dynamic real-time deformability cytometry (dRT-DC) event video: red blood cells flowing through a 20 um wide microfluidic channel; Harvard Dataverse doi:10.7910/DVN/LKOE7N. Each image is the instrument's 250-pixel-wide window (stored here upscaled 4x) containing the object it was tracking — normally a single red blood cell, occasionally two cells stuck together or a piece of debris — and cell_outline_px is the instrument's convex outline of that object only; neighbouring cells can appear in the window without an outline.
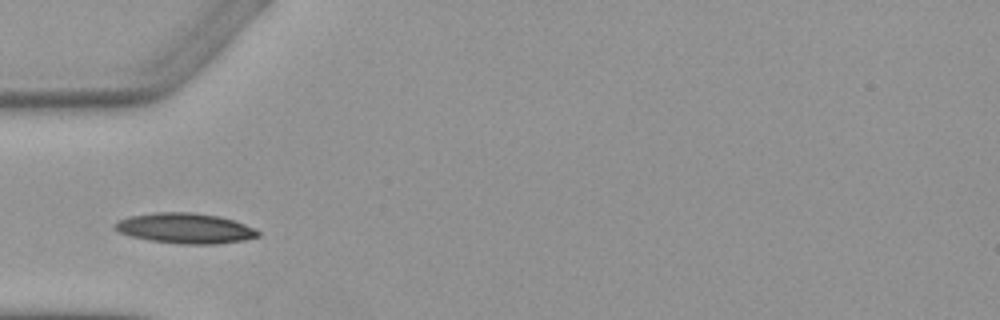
{"species": "Egyptian fruit bat (a non-hibernating species)", "species_latin": "Rousettus aegyptiacus", "temperature_condition": "warm", "stored_images_in_passage": 3, "camera_frame_rate_fps": 3000, "um_per_image_px": 0.085, "animal": {"sex": "female"}, "frame": {"image": 1, "passage_image": 3, "time_ms": 2.333, "image_size_px": [1000, 320], "cell_outline_px": [[260, 236], [244, 240], [216, 244], [180, 244], [148, 240], [132, 236], [120, 232], [112, 228], [112, 224], [116, 220], [128, 216], [156, 212], [192, 212], [220, 216], [244, 224], [260, 232]], "centroid_in_image_um": [15.68, 19.4], "position_along_channel_um": 69.3, "area_um2": 25.43}}